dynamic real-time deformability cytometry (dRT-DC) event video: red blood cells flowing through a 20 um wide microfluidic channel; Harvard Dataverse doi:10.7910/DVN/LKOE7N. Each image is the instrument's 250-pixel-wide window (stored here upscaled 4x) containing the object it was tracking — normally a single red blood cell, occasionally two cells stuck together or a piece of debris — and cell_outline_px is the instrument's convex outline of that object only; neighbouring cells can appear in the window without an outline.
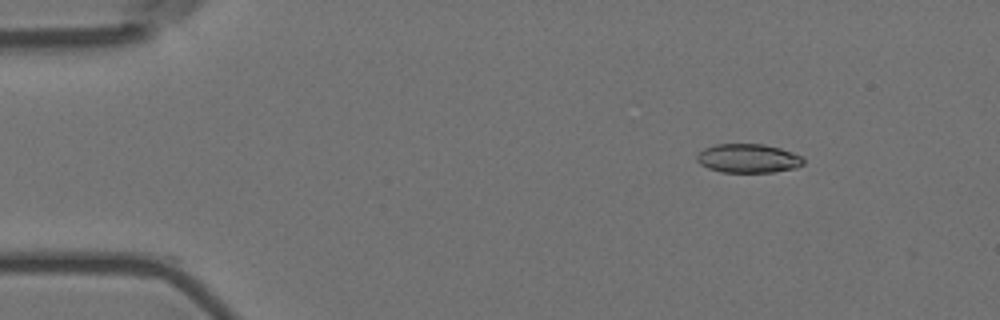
{"species": "Egyptian fruit bat (a non-hibernating species)", "species_latin": "Rousettus aegyptiacus", "temperature_condition": "room temperature", "stored_images_in_passage": 50, "camera_frame_rate_fps": 3000, "um_per_image_px": 0.085, "animal": {"sex": "female"}, "frame": {"image": 1, "passage_image": 1, "time_ms": 0.0, "image_size_px": [1000, 320], "cell_outline_px": [[804, 164], [796, 168], [772, 172], [720, 172], [708, 168], [700, 164], [696, 160], [696, 156], [704, 148], [716, 144], [764, 144], [780, 148], [792, 152], [800, 156], [804, 160]], "centroid_in_image_um": [63.59, 13.46], "position_along_channel_um": 21.4, "area_um2": 17.98}}
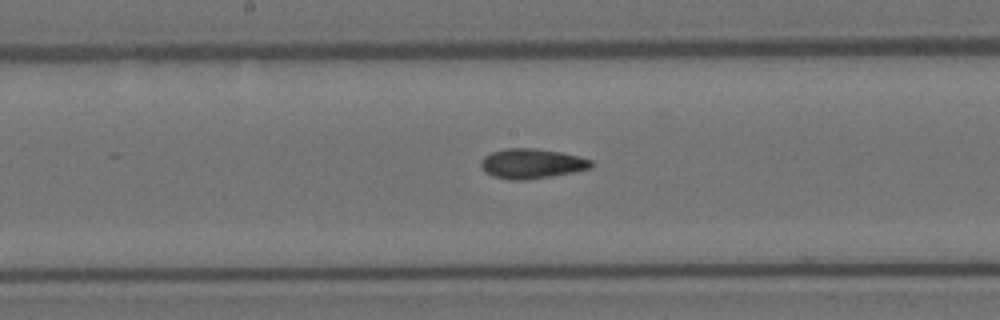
{"frame": {"image": 2, "passage_image": 23, "time_ms": 7.333, "image_size_px": [1000, 320], "cell_outline_px": [[592, 168], [552, 176], [528, 180], [508, 180], [492, 176], [480, 164], [480, 160], [484, 156], [492, 152], [504, 148], [536, 148], [560, 152], [580, 156], [592, 160]], "centroid_in_image_um": [45.2, 13.9], "position_along_channel_um": 203.0, "area_um2": 19.25}}
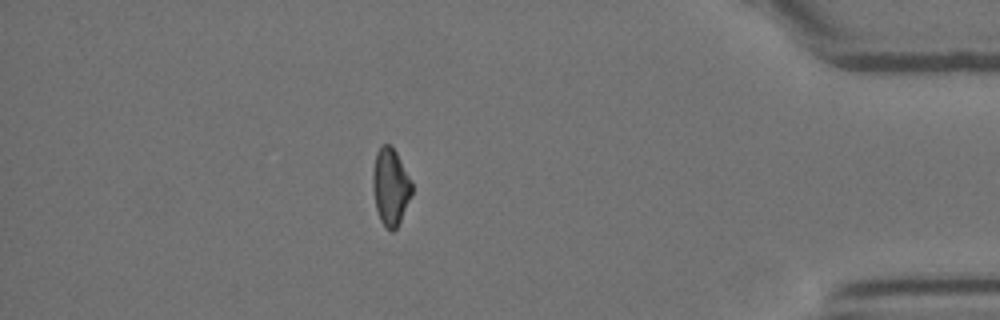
{"frame": {"image": 3, "passage_image": 43, "time_ms": 14.0, "image_size_px": [1000, 320], "cell_outline_px": [[412, 192], [400, 220], [396, 228], [392, 232], [380, 220], [376, 208], [372, 184], [372, 176], [376, 152], [384, 144], [392, 144], [412, 180]], "centroid_in_image_um": [33.19, 15.82], "position_along_channel_um": 402.0, "area_um2": 17.4}, "authors_computed_cell_mechanics": {"area_um2": 18.6116, "velocity_mm_per_s": 3.6084, "shape_relaxation_time_tau1_ms": null, "shape_relaxation_time_tau2_ms": 4.3759, "deformation_change_tau1": null, "deformation_change_tau2": 0.0967}}